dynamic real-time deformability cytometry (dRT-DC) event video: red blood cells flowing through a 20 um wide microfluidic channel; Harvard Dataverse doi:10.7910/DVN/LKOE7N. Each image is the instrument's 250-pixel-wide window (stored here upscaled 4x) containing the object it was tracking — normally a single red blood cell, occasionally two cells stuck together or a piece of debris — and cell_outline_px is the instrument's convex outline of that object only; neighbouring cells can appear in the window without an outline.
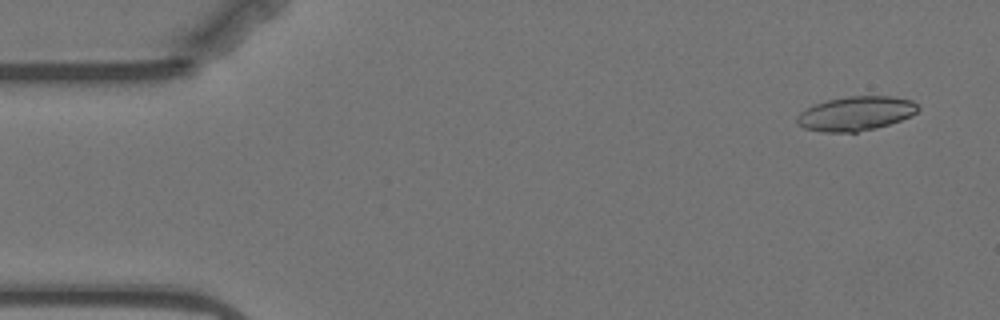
{"species": "Egyptian fruit bat (a non-hibernating species)", "species_latin": "Rousettus aegyptiacus", "temperature_condition": "warm", "stored_images_in_passage": 57, "camera_frame_rate_fps": 3000, "um_per_image_px": 0.085, "animal": {"sex": "female"}, "frame": {"image": 1, "passage_image": 3, "time_ms": 0.667, "image_size_px": [1000, 320], "cell_outline_px": [[920, 108], [912, 116], [876, 128], [856, 132], [824, 132], [804, 128], [796, 124], [796, 116], [800, 112], [816, 104], [828, 100], [848, 96], [888, 96], [912, 100]], "centroid_in_image_um": [72.74, 9.65], "position_along_channel_um": 12.3, "area_um2": 24.04}}
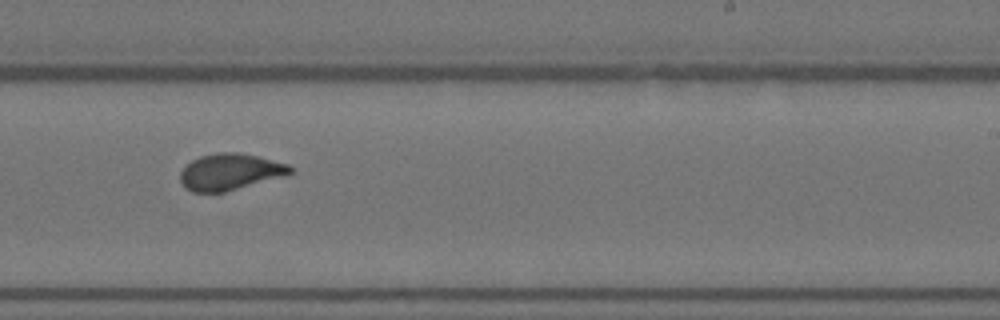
{"frame": {"image": 2, "passage_image": 34, "time_ms": 11.0, "image_size_px": [1000, 320], "cell_outline_px": [[292, 172], [288, 176], [224, 192], [192, 192], [184, 188], [180, 180], [180, 172], [192, 160], [200, 156], [216, 152], [236, 152], [256, 156], [288, 164], [292, 168]], "centroid_in_image_um": [19.56, 14.62], "position_along_channel_um": 269.4, "area_um2": 23.47}}
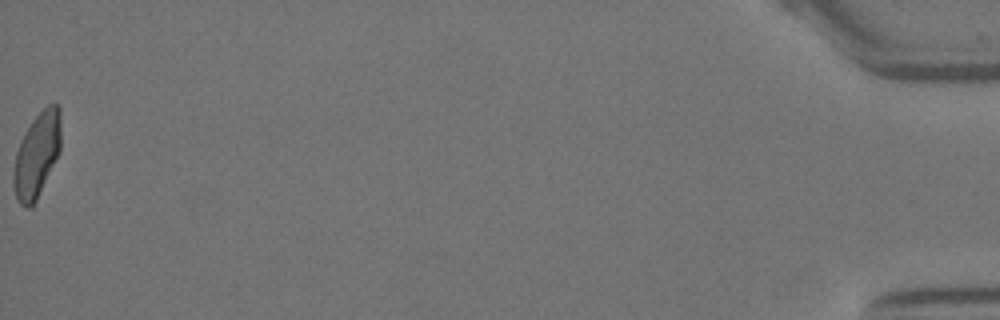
{"frame": {"image": 3, "passage_image": 57, "time_ms": 18.667, "image_size_px": [1000, 320], "cell_outline_px": [[60, 152], [32, 208], [28, 208], [20, 204], [16, 200], [12, 184], [12, 172], [16, 152], [20, 140], [24, 132], [32, 120], [48, 104], [56, 104], [60, 108]], "centroid_in_image_um": [3.1, 13.2], "position_along_channel_um": 432.1, "area_um2": 23.58}, "authors_computed_cell_mechanics": {"area_um2": 23.7558, "velocity_mm_per_s": 3.5093, "shape_relaxation_time_tau1_ms": 10.058, "shape_relaxation_time_tau2_ms": null, "deformation_change_tau1": 0.2253, "deformation_change_tau2": null}}